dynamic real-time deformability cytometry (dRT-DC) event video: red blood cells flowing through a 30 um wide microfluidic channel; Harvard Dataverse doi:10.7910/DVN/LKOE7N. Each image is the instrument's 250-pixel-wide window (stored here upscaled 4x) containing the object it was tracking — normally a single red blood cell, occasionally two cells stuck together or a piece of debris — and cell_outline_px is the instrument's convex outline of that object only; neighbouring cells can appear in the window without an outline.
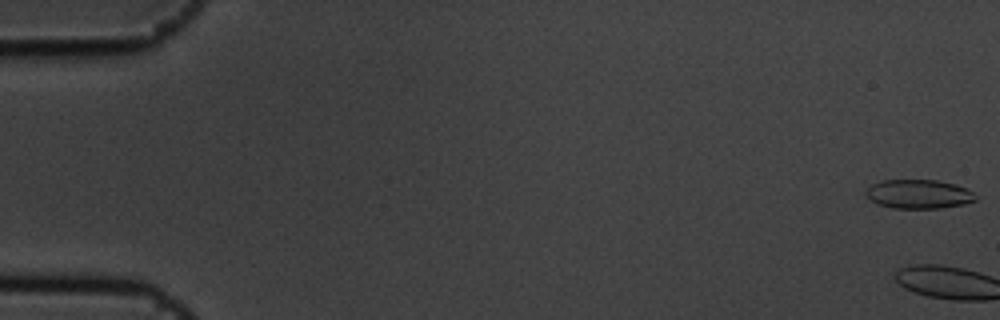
{"species": "common noctule bat (a hibernating species)", "species_latin": "Nyctalus noctula", "temperature_condition": "cold", "stored_images_in_passage": 6, "camera_frame_rate_fps": 3000, "um_per_image_px": 0.085, "animal": {"sex": "male", "body_mass_g": 19.5, "forearm_length_mm": 54.6}, "frame": {"image": 1, "passage_image": 1, "time_ms": 0.0, "image_size_px": [1000, 320], "cell_outline_px": [[976, 200], [964, 204], [940, 208], [892, 208], [876, 204], [864, 192], [872, 184], [884, 180], [936, 180], [956, 184], [968, 188], [976, 196]], "centroid_in_image_um": [78.11, 16.5], "position_along_channel_um": 6.9, "area_um2": 18.55}}